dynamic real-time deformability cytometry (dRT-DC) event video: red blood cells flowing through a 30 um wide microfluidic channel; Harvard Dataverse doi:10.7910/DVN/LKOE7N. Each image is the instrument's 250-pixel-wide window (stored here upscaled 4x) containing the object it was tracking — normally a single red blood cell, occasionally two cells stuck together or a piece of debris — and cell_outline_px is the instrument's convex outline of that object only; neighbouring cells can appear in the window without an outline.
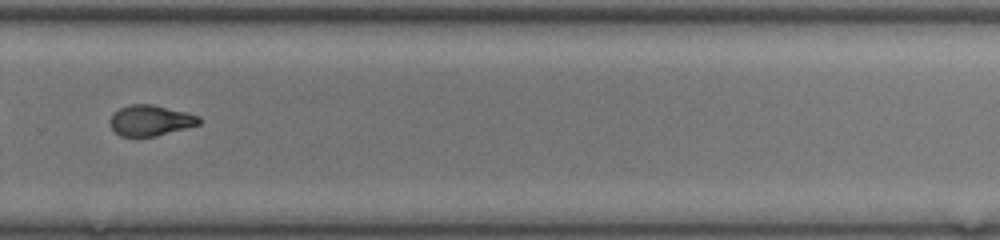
{"species": "common noctule bat (a hibernating species)", "species_latin": "Nyctalus noctula", "temperature_condition": "room temperature", "stored_images_in_passage": 36, "camera_frame_rate_fps": 3000, "um_per_image_px": 0.085, "animal": {"sex": "female", "body_mass_g": 17.0, "forearm_length_mm": 48.0}, "frame": {"image": 1, "passage_image": 21, "time_ms": 6.667, "image_size_px": [1000, 240], "cell_outline_px": [[200, 124], [156, 136], [120, 136], [112, 128], [108, 120], [120, 108], [132, 104], [152, 104], [200, 116]], "centroid_in_image_um": [12.78, 10.24], "position_along_channel_um": 317.0, "area_um2": 15.66}, "authors_computed_cell_mechanics": {"area_um2": 16.7909, "velocity_mm_per_s": 4.3058, "shape_relaxation_time_tau1_ms": 9.5338, "shape_relaxation_time_tau2_ms": 1.9347, "deformation_change_tau1": 0.2998, "deformation_change_tau2": 0.0824}}